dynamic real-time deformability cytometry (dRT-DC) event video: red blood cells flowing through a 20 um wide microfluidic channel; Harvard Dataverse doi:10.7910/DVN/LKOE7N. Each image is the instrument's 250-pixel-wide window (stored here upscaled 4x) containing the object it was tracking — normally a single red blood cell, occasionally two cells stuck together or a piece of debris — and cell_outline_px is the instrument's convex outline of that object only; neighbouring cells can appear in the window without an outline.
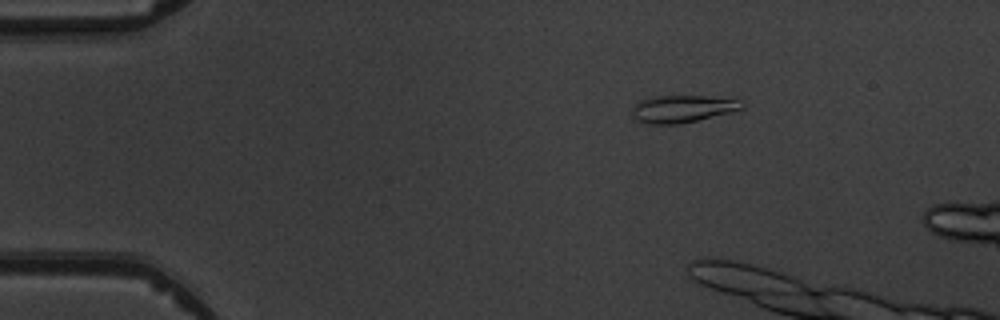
{"species": "common noctule bat (a hibernating species)", "species_latin": "Nyctalus noctula", "temperature_condition": "warm", "stored_images_in_passage": 3, "camera_frame_rate_fps": 3000, "um_per_image_px": 0.085, "animal": {"sex": "male", "body_mass_g": 19.5, "forearm_length_mm": 54.6}, "frame": {"image": 1, "passage_image": 1, "time_ms": 0.0, "image_size_px": [1000, 320], "cell_outline_px": [[744, 108], [680, 124], [648, 124], [636, 120], [632, 116], [632, 108], [640, 100], [656, 96], [704, 96], [740, 100], [744, 104]], "centroid_in_image_um": [57.95, 9.25], "position_along_channel_um": 27.0, "area_um2": 17.22}}